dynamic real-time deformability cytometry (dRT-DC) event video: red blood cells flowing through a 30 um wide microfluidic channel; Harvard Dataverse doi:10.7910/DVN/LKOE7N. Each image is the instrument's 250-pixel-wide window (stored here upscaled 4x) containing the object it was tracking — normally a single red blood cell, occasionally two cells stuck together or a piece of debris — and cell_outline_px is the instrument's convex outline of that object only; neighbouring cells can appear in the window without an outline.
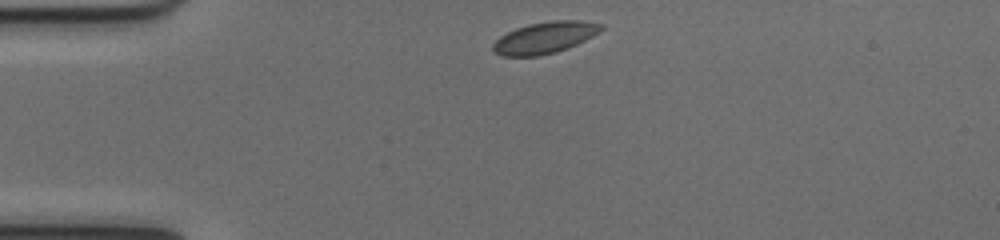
{"species": "common noctule bat (a hibernating species)", "species_latin": "Nyctalus noctula", "temperature_condition": "cold", "stored_images_in_passage": 39, "camera_frame_rate_fps": 3000, "um_per_image_px": 0.085, "animal": {"sex": "female", "body_mass_g": 17.0, "forearm_length_mm": 48.0}, "frame": {"image": 1, "passage_image": 1, "time_ms": 0.0, "image_size_px": [1000, 240], "cell_outline_px": [[604, 28], [600, 32], [568, 48], [556, 52], [540, 56], [500, 56], [492, 48], [492, 44], [500, 36], [516, 28], [528, 24], [552, 20], [580, 20], [604, 24]], "centroid_in_image_um": [46.32, 3.19], "position_along_channel_um": 38.7, "area_um2": 19.94}}
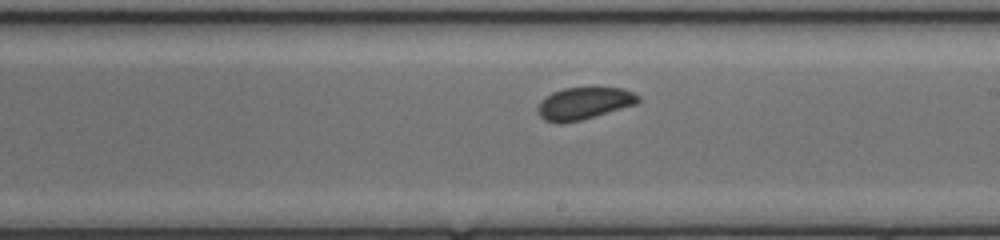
{"frame": {"image": 2, "passage_image": 19, "time_ms": 6.0, "image_size_px": [1000, 240], "cell_outline_px": [[640, 100], [636, 104], [580, 120], [560, 124], [544, 120], [540, 116], [536, 108], [552, 92], [564, 88], [624, 88], [640, 96]], "centroid_in_image_um": [49.64, 8.79], "position_along_channel_um": 239.4, "area_um2": 18.5}}
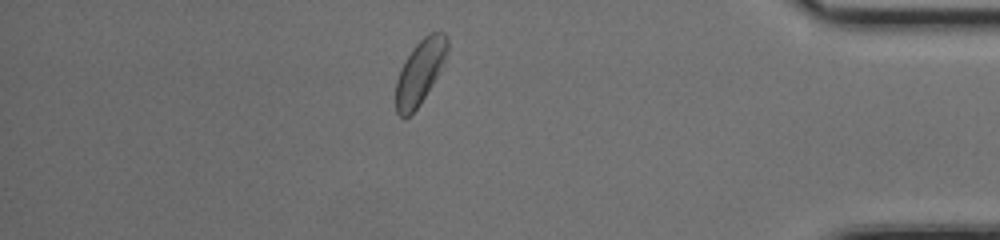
{"frame": {"image": 3, "passage_image": 34, "time_ms": 11.0, "image_size_px": [1000, 240], "cell_outline_px": [[448, 48], [444, 60], [436, 76], [420, 104], [404, 120], [396, 112], [396, 80], [400, 68], [416, 44], [428, 32], [444, 32], [448, 36]], "centroid_in_image_um": [35.68, 6.1], "position_along_channel_um": 399.5, "area_um2": 18.96}}